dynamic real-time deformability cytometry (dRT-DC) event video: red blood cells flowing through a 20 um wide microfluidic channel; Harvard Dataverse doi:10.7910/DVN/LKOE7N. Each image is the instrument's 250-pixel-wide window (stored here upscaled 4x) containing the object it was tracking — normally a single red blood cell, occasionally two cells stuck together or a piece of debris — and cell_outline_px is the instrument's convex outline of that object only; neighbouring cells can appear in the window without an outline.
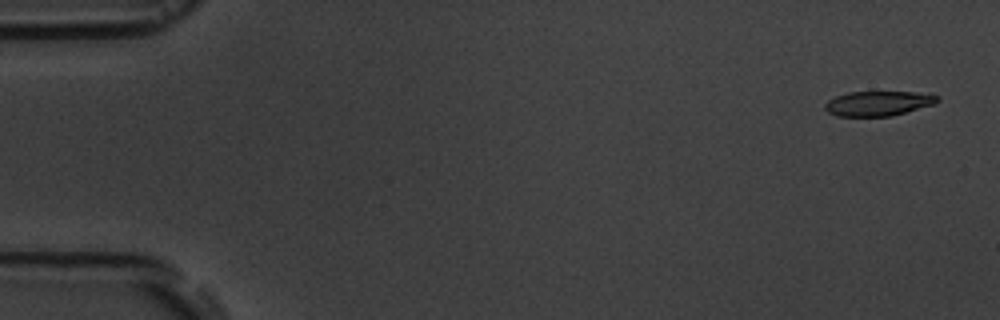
{"species": "common noctule bat (a hibernating species)", "species_latin": "Nyctalus noctula", "temperature_condition": "room temperature", "stored_images_in_passage": 4, "camera_frame_rate_fps": 3000, "um_per_image_px": 0.085, "animal": {"sex": "male", "body_mass_g": 19.5, "forearm_length_mm": 54.6}, "frame": {"image": 1, "passage_image": 1, "time_ms": 0.0, "image_size_px": [1000, 320], "cell_outline_px": [[940, 100], [936, 104], [892, 116], [836, 116], [828, 112], [824, 108], [824, 104], [828, 100], [836, 96], [848, 92], [916, 92], [940, 96]], "centroid_in_image_um": [74.67, 8.79], "position_along_channel_um": 10.3, "area_um2": 16.36}}
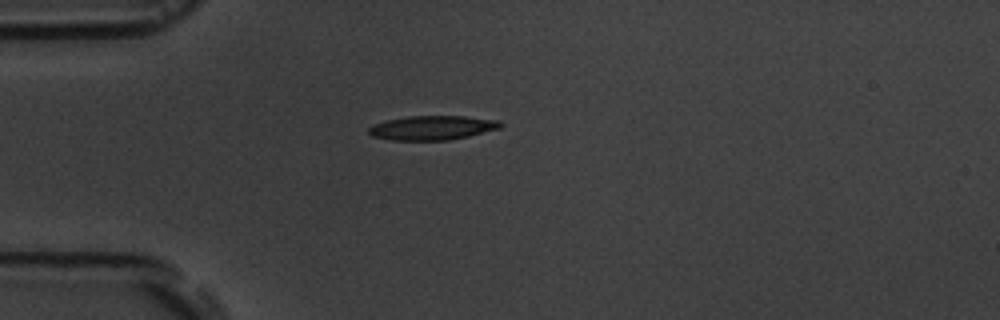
{"frame": {"image": 2, "passage_image": 4, "time_ms": 4.333, "image_size_px": [1000, 320], "cell_outline_px": [[504, 124], [500, 128], [468, 136], [448, 140], [392, 140], [372, 136], [368, 132], [368, 128], [372, 124], [384, 120], [408, 116], [464, 116], [500, 120]], "centroid_in_image_um": [36.73, 10.85], "position_along_channel_um": 48.3, "area_um2": 18.73}}